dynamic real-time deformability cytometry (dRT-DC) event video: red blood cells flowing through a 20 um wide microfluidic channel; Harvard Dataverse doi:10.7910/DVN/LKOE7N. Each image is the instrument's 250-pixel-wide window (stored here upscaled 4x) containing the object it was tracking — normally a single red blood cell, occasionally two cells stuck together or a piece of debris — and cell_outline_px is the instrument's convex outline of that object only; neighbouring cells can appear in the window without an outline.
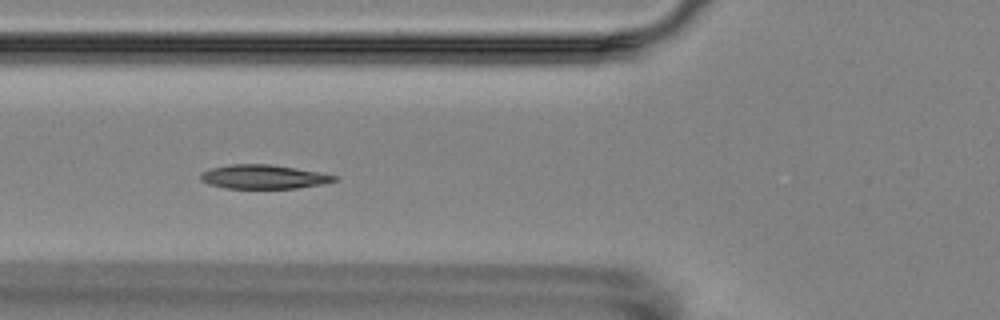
{"species": "Egyptian fruit bat (a non-hibernating species)", "species_latin": "Rousettus aegyptiacus", "temperature_condition": "room temperature", "stored_images_in_passage": 8, "camera_frame_rate_fps": 3000, "um_per_image_px": 0.085, "animal": {"sex": "female"}, "frame": {"image": 1, "passage_image": 5, "time_ms": 4.667, "image_size_px": [1000, 320], "cell_outline_px": [[340, 180], [324, 184], [296, 188], [228, 188], [208, 184], [200, 180], [200, 172], [212, 168], [228, 164], [268, 164], [296, 168], [320, 172], [340, 176]], "centroid_in_image_um": [22.45, 15.02], "position_along_channel_um": 103.4, "area_um2": 18.9}}
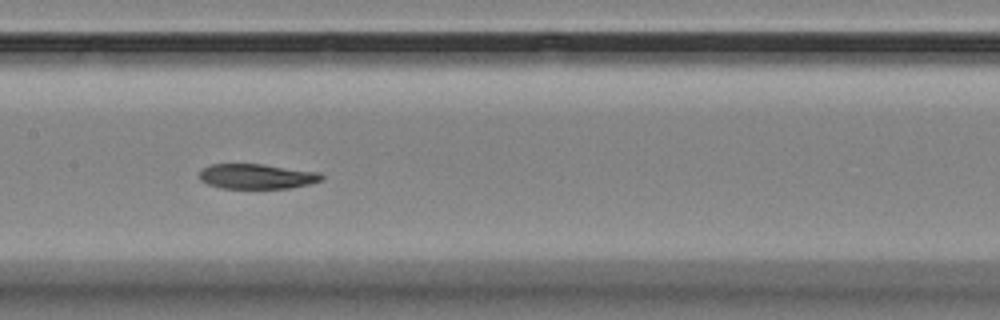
{"frame": {"image": 2, "passage_image": 7, "time_ms": 7.0, "image_size_px": [1000, 320], "cell_outline_px": [[324, 180], [292, 188], [220, 188], [208, 184], [200, 180], [200, 172], [204, 168], [212, 164], [264, 164], [320, 172], [324, 176]], "centroid_in_image_um": [21.88, 14.99], "position_along_channel_um": 185.5, "area_um2": 17.86}}
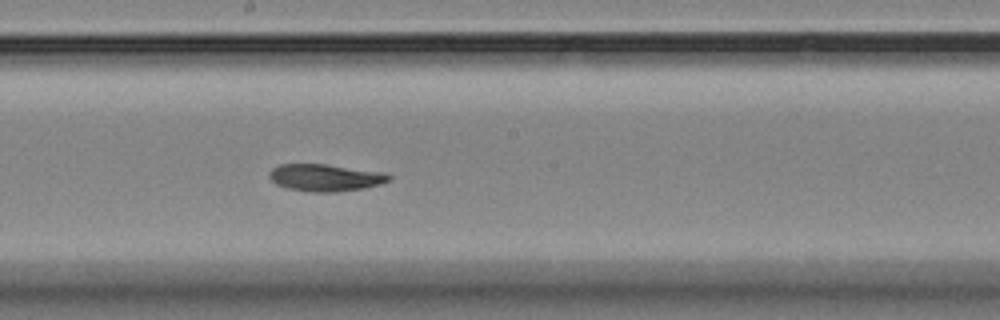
{"frame": {"image": 3, "passage_image": 8, "time_ms": 8.0, "image_size_px": [1000, 320], "cell_outline_px": [[392, 180], [380, 184], [364, 188], [340, 192], [308, 192], [288, 188], [276, 184], [268, 176], [268, 172], [272, 168], [280, 164], [324, 164], [384, 172], [392, 176]], "centroid_in_image_um": [27.66, 15.1], "position_along_channel_um": 220.5, "area_um2": 19.07}}